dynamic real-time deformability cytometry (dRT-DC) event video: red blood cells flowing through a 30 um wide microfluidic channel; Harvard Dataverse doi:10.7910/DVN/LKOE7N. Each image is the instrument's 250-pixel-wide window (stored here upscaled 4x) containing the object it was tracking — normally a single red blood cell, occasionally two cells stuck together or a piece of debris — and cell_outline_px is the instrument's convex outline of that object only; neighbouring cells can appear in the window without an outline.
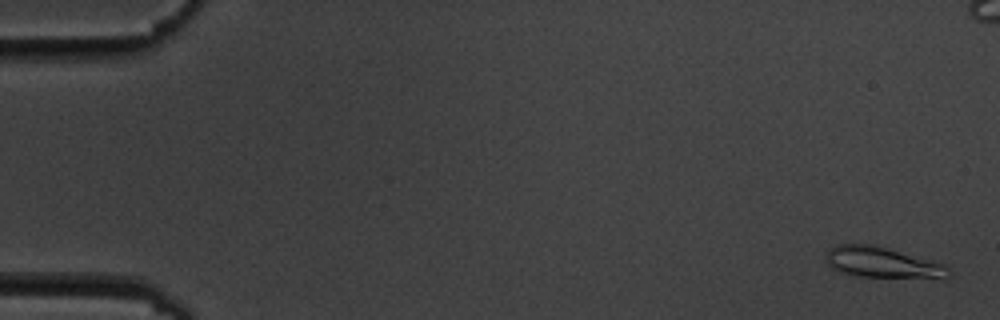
{"species": "common noctule bat (a hibernating species)", "species_latin": "Nyctalus noctula", "temperature_condition": "cold", "stored_images_in_passage": 9, "segment_of_instrument_passage": [1, 2], "camera_frame_rate_fps": 3000, "um_per_image_px": 0.085, "animal": {"sex": "male", "body_mass_g": 19.5, "forearm_length_mm": 54.6}, "frame": {"image": 1, "passage_image": 1, "time_ms": 0.0, "image_size_px": [1000, 320], "cell_outline_px": [[952, 272], [944, 280], [856, 276], [840, 272], [832, 268], [824, 260], [824, 256], [836, 244], [872, 244], [944, 264]], "centroid_in_image_um": [75.04, 22.36], "position_along_channel_um": 10.0, "area_um2": 22.48}}
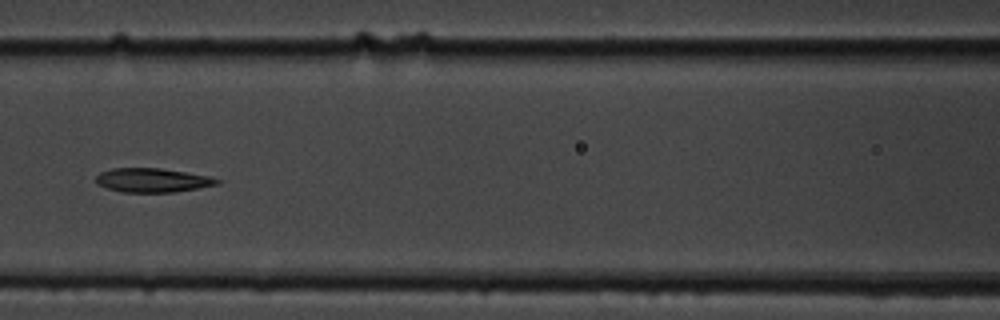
{"frame": {"image": 2, "passage_image": 8, "time_ms": 8.0, "image_size_px": [1000, 320], "cell_outline_px": [[220, 184], [200, 188], [176, 192], [124, 192], [108, 188], [96, 184], [96, 176], [100, 172], [112, 168], [160, 168], [212, 176], [220, 180]], "centroid_in_image_um": [13.0, 15.31], "position_along_channel_um": 153.6, "area_um2": 17.11}}